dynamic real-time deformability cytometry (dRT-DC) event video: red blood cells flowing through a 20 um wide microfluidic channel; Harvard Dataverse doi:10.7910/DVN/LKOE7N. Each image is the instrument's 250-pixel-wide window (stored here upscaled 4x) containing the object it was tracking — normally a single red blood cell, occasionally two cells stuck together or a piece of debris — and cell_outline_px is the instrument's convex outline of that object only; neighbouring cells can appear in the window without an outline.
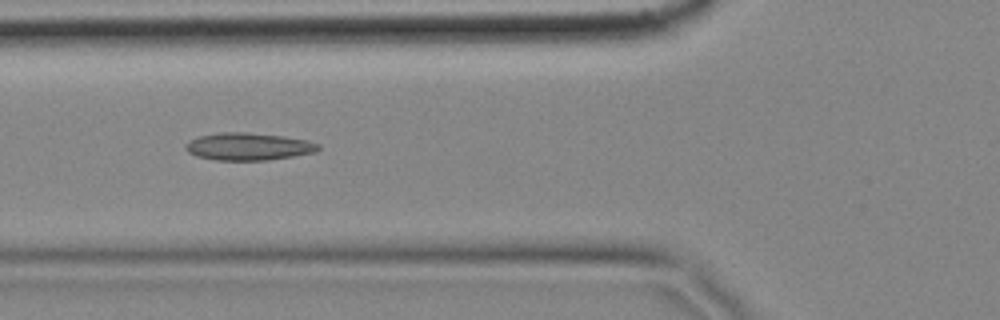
{"species": "common noctule bat (a hibernating species)", "species_latin": "Nyctalus noctula", "temperature_condition": "cold", "stored_images_in_passage": 13, "camera_frame_rate_fps": 3000, "um_per_image_px": 0.085, "animal": {"sex": "female", "body_mass_g": 18.4}, "frame": {"image": 1, "passage_image": 10, "time_ms": 3.0, "image_size_px": [1000, 320], "cell_outline_px": [[320, 148], [316, 152], [268, 160], [216, 160], [196, 156], [188, 152], [184, 148], [196, 136], [220, 132], [248, 132], [284, 136], [308, 140], [320, 144]], "centroid_in_image_um": [21.13, 12.45], "position_along_channel_um": 104.7, "area_um2": 21.27}}